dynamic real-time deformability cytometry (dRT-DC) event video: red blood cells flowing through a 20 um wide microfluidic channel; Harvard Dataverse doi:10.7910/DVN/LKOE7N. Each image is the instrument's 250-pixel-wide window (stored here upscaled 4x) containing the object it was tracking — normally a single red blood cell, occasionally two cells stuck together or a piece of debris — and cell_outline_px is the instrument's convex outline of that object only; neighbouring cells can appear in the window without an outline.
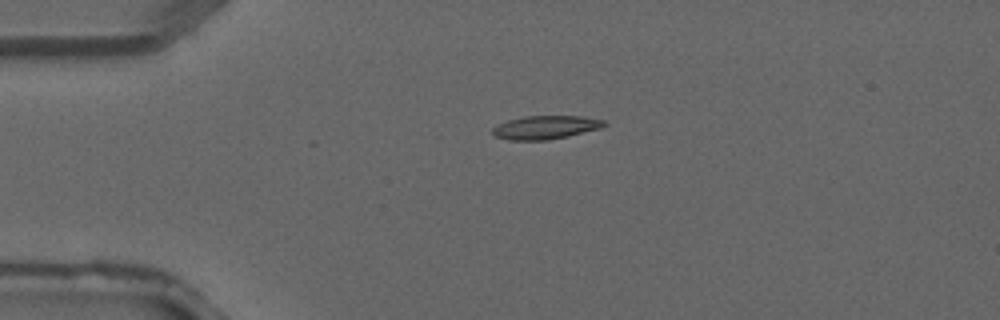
{"species": "common noctule bat (a hibernating species)", "species_latin": "Nyctalus noctula", "temperature_condition": "warm", "stored_images_in_passage": 2, "camera_frame_rate_fps": 3000, "um_per_image_px": 0.085, "animal": {"sex": "male", "forearm_length_mm": 52.5}, "frame": {"image": 1, "passage_image": 1, "time_ms": 0.0, "image_size_px": [1000, 320], "cell_outline_px": [[608, 124], [600, 128], [568, 136], [548, 140], [512, 140], [496, 136], [492, 132], [492, 128], [508, 120], [524, 116], [584, 116], [604, 120]], "centroid_in_image_um": [46.41, 10.82], "position_along_channel_um": 38.6, "area_um2": 15.14}}
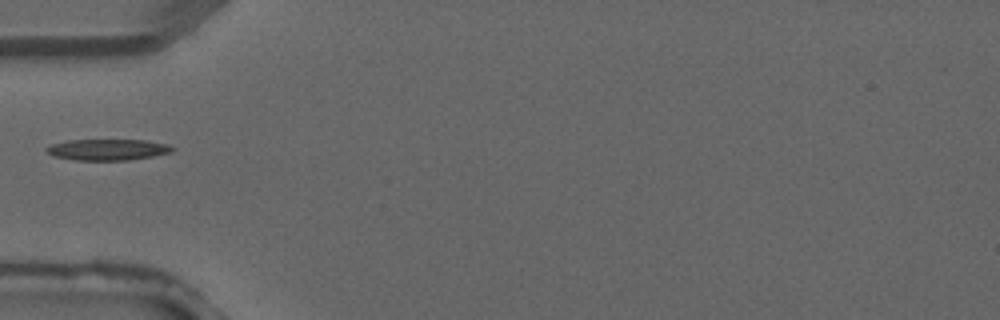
{"frame": {"image": 2, "passage_image": 2, "time_ms": 0.333, "image_size_px": [1000, 320], "cell_outline_px": [[176, 148], [172, 152], [152, 156], [128, 160], [72, 160], [52, 156], [44, 148], [52, 144], [68, 140], [144, 140], [164, 144]], "centroid_in_image_um": [9.11, 12.72], "position_along_channel_um": 75.9, "area_um2": 15.43}}